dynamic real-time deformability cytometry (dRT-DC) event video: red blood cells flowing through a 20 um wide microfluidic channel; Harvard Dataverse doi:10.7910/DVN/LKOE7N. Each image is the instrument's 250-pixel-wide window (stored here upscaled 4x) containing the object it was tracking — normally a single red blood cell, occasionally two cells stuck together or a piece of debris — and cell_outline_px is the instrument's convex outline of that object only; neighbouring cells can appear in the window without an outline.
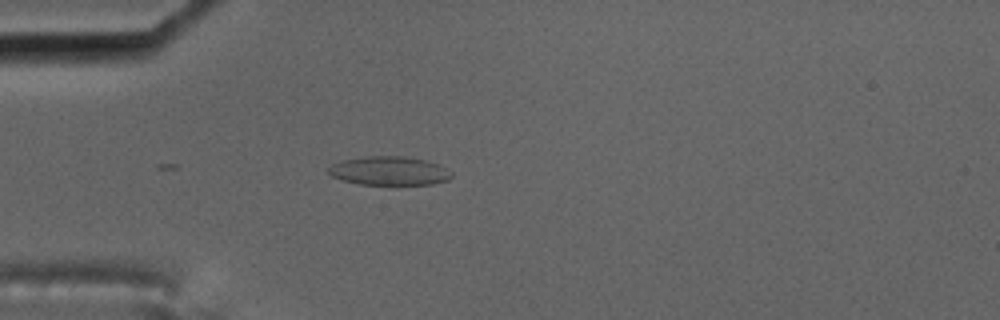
{"species": "common noctule bat (a hibernating species)", "species_latin": "Nyctalus noctula", "temperature_condition": "cold", "stored_images_in_passage": 42, "camera_frame_rate_fps": 3000, "um_per_image_px": 0.085, "animal": {"sex": "male", "body_mass_g": 17.5, "forearm_length_mm": 52.3}, "frame": {"image": 1, "passage_image": 1, "time_ms": 0.0, "image_size_px": [1000, 320], "cell_outline_px": [[452, 176], [448, 180], [432, 184], [360, 184], [344, 180], [332, 176], [328, 172], [328, 168], [332, 164], [340, 160], [368, 156], [404, 156], [424, 160], [436, 164], [452, 172]], "centroid_in_image_um": [33.06, 14.52], "position_along_channel_um": 51.9, "area_um2": 20.4}}
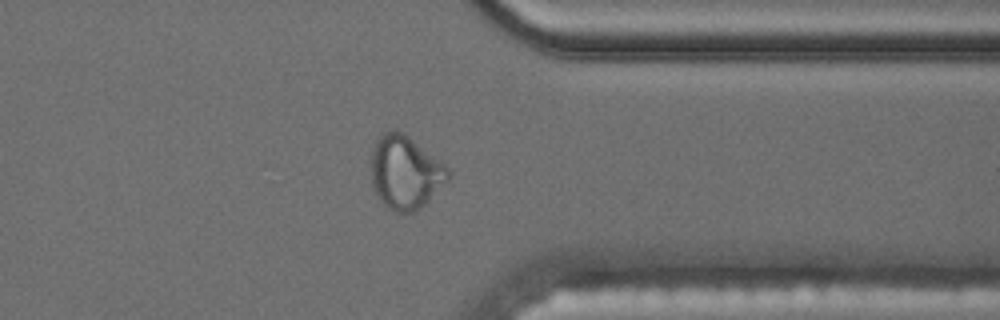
{"frame": {"image": 2, "passage_image": 30, "time_ms": 9.667, "image_size_px": [1000, 320], "cell_outline_px": [[452, 172], [448, 180], [420, 208], [412, 212], [396, 212], [388, 208], [376, 196], [372, 188], [372, 148], [376, 140], [384, 132], [392, 128], [396, 128], [408, 136], [448, 168]], "centroid_in_image_um": [34.42, 14.64], "position_along_channel_um": 377.0, "area_um2": 32.66}}